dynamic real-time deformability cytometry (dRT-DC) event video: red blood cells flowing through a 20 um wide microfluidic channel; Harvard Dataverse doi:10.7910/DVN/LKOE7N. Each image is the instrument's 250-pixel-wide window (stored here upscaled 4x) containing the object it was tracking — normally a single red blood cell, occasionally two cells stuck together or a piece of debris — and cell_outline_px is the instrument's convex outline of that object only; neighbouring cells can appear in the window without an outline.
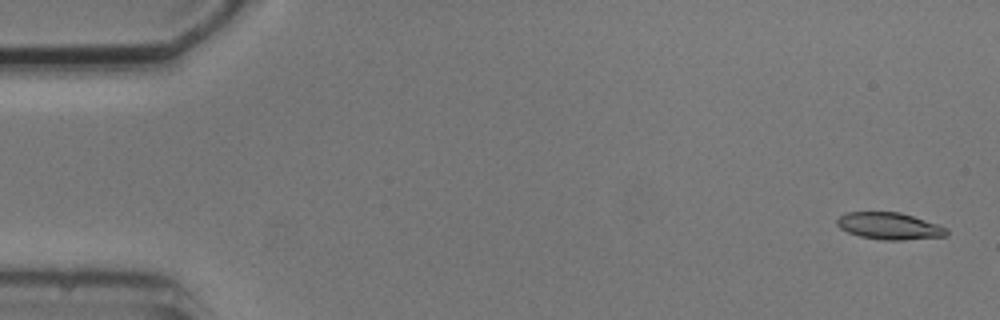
{"species": "common noctule bat (a hibernating species)", "species_latin": "Nyctalus noctula", "temperature_condition": "cold", "stored_images_in_passage": 5, "camera_frame_rate_fps": 3000, "um_per_image_px": 0.085, "animal": {"sex": "male", "body_mass_g": 20.5, "forearm_length_mm": 52.5}, "frame": {"image": 1, "passage_image": 1, "time_ms": 0.0, "image_size_px": [1000, 320], "cell_outline_px": [[948, 236], [904, 240], [884, 240], [860, 236], [848, 232], [840, 228], [836, 224], [836, 220], [844, 212], [900, 212], [948, 228]], "centroid_in_image_um": [75.59, 19.21], "position_along_channel_um": 9.4, "area_um2": 17.17}}
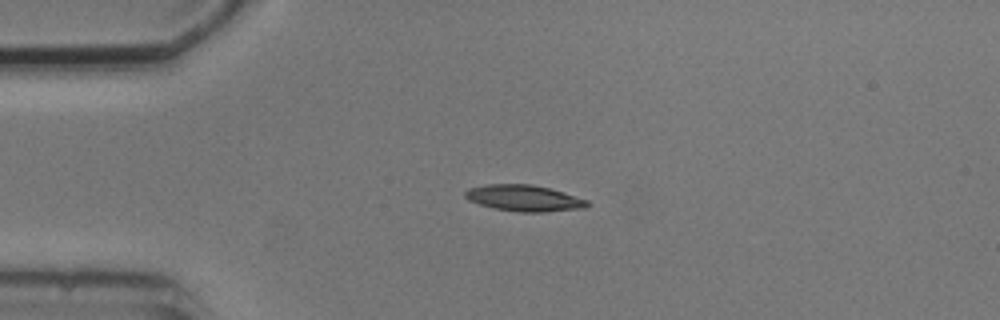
{"frame": {"image": 2, "passage_image": 4, "time_ms": 3.667, "image_size_px": [1000, 320], "cell_outline_px": [[592, 204], [584, 208], [544, 212], [520, 212], [496, 208], [480, 204], [468, 200], [464, 196], [464, 192], [468, 188], [488, 184], [532, 184], [564, 192], [588, 200]], "centroid_in_image_um": [44.57, 16.84], "position_along_channel_um": 40.4, "area_um2": 18.67}}